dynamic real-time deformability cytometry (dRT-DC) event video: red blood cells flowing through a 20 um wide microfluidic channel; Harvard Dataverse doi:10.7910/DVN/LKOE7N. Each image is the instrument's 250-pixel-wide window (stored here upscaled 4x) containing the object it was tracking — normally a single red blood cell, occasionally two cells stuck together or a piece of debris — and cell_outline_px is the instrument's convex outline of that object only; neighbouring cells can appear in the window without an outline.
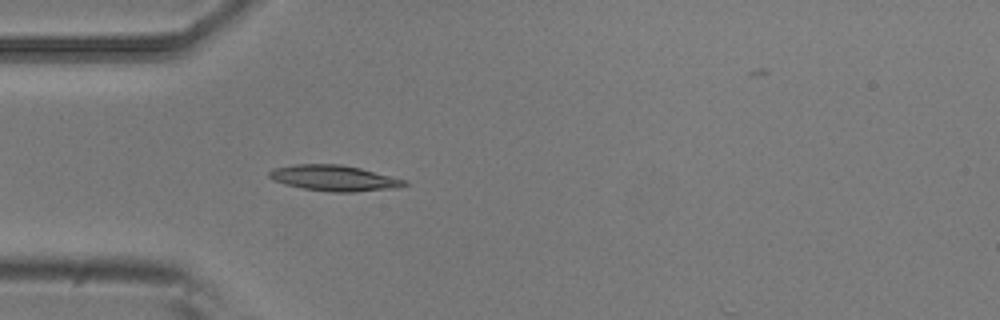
{"species": "common noctule bat (a hibernating species)", "species_latin": "Nyctalus noctula", "temperature_condition": "room temperature", "stored_images_in_passage": 5, "camera_frame_rate_fps": 3000, "um_per_image_px": 0.085, "animal": {"sex": "male", "body_mass_g": 20.5, "forearm_length_mm": 52.5}, "frame": {"image": 1, "passage_image": 5, "time_ms": 1.333, "image_size_px": [1000, 320], "cell_outline_px": [[408, 184], [400, 188], [356, 192], [332, 192], [304, 188], [284, 184], [272, 180], [268, 176], [268, 172], [272, 168], [296, 164], [340, 164], [360, 168], [408, 180]], "centroid_in_image_um": [28.43, 15.14], "position_along_channel_um": 56.6, "area_um2": 20.52}}